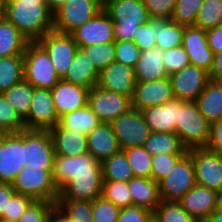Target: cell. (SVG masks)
Listing matches in <instances>:
<instances>
[{
	"label": "cell",
	"instance_id": "22",
	"mask_svg": "<svg viewBox=\"0 0 222 222\" xmlns=\"http://www.w3.org/2000/svg\"><path fill=\"white\" fill-rule=\"evenodd\" d=\"M89 88L60 80L52 89V100L58 117L84 107L88 103Z\"/></svg>",
	"mask_w": 222,
	"mask_h": 222
},
{
	"label": "cell",
	"instance_id": "53",
	"mask_svg": "<svg viewBox=\"0 0 222 222\" xmlns=\"http://www.w3.org/2000/svg\"><path fill=\"white\" fill-rule=\"evenodd\" d=\"M32 201L30 197L16 193L9 201L8 213L2 219L18 221Z\"/></svg>",
	"mask_w": 222,
	"mask_h": 222
},
{
	"label": "cell",
	"instance_id": "46",
	"mask_svg": "<svg viewBox=\"0 0 222 222\" xmlns=\"http://www.w3.org/2000/svg\"><path fill=\"white\" fill-rule=\"evenodd\" d=\"M204 0H176L172 21L184 26H194L197 13Z\"/></svg>",
	"mask_w": 222,
	"mask_h": 222
},
{
	"label": "cell",
	"instance_id": "10",
	"mask_svg": "<svg viewBox=\"0 0 222 222\" xmlns=\"http://www.w3.org/2000/svg\"><path fill=\"white\" fill-rule=\"evenodd\" d=\"M27 162L22 131L0 133V183L11 184Z\"/></svg>",
	"mask_w": 222,
	"mask_h": 222
},
{
	"label": "cell",
	"instance_id": "28",
	"mask_svg": "<svg viewBox=\"0 0 222 222\" xmlns=\"http://www.w3.org/2000/svg\"><path fill=\"white\" fill-rule=\"evenodd\" d=\"M62 80L91 89L98 83L99 71L88 59L86 53L79 48Z\"/></svg>",
	"mask_w": 222,
	"mask_h": 222
},
{
	"label": "cell",
	"instance_id": "66",
	"mask_svg": "<svg viewBox=\"0 0 222 222\" xmlns=\"http://www.w3.org/2000/svg\"><path fill=\"white\" fill-rule=\"evenodd\" d=\"M219 197H220V205L222 206V190H221V192L219 193Z\"/></svg>",
	"mask_w": 222,
	"mask_h": 222
},
{
	"label": "cell",
	"instance_id": "24",
	"mask_svg": "<svg viewBox=\"0 0 222 222\" xmlns=\"http://www.w3.org/2000/svg\"><path fill=\"white\" fill-rule=\"evenodd\" d=\"M103 175L76 176L60 191L57 200L93 201L102 194Z\"/></svg>",
	"mask_w": 222,
	"mask_h": 222
},
{
	"label": "cell",
	"instance_id": "25",
	"mask_svg": "<svg viewBox=\"0 0 222 222\" xmlns=\"http://www.w3.org/2000/svg\"><path fill=\"white\" fill-rule=\"evenodd\" d=\"M88 153L99 162L121 150L110 124L102 123L87 135Z\"/></svg>",
	"mask_w": 222,
	"mask_h": 222
},
{
	"label": "cell",
	"instance_id": "16",
	"mask_svg": "<svg viewBox=\"0 0 222 222\" xmlns=\"http://www.w3.org/2000/svg\"><path fill=\"white\" fill-rule=\"evenodd\" d=\"M174 98L182 101H196L209 81V74L195 65L169 75Z\"/></svg>",
	"mask_w": 222,
	"mask_h": 222
},
{
	"label": "cell",
	"instance_id": "61",
	"mask_svg": "<svg viewBox=\"0 0 222 222\" xmlns=\"http://www.w3.org/2000/svg\"><path fill=\"white\" fill-rule=\"evenodd\" d=\"M47 222H66L61 215L56 211Z\"/></svg>",
	"mask_w": 222,
	"mask_h": 222
},
{
	"label": "cell",
	"instance_id": "48",
	"mask_svg": "<svg viewBox=\"0 0 222 222\" xmlns=\"http://www.w3.org/2000/svg\"><path fill=\"white\" fill-rule=\"evenodd\" d=\"M184 154L159 153L152 156L151 178L159 183Z\"/></svg>",
	"mask_w": 222,
	"mask_h": 222
},
{
	"label": "cell",
	"instance_id": "40",
	"mask_svg": "<svg viewBox=\"0 0 222 222\" xmlns=\"http://www.w3.org/2000/svg\"><path fill=\"white\" fill-rule=\"evenodd\" d=\"M123 151L134 177L151 178L152 155L143 146L125 148Z\"/></svg>",
	"mask_w": 222,
	"mask_h": 222
},
{
	"label": "cell",
	"instance_id": "45",
	"mask_svg": "<svg viewBox=\"0 0 222 222\" xmlns=\"http://www.w3.org/2000/svg\"><path fill=\"white\" fill-rule=\"evenodd\" d=\"M56 212V203L33 200L17 222H47Z\"/></svg>",
	"mask_w": 222,
	"mask_h": 222
},
{
	"label": "cell",
	"instance_id": "39",
	"mask_svg": "<svg viewBox=\"0 0 222 222\" xmlns=\"http://www.w3.org/2000/svg\"><path fill=\"white\" fill-rule=\"evenodd\" d=\"M222 24V0H204L196 16L195 25L205 31Z\"/></svg>",
	"mask_w": 222,
	"mask_h": 222
},
{
	"label": "cell",
	"instance_id": "52",
	"mask_svg": "<svg viewBox=\"0 0 222 222\" xmlns=\"http://www.w3.org/2000/svg\"><path fill=\"white\" fill-rule=\"evenodd\" d=\"M151 18L171 19L176 0H143Z\"/></svg>",
	"mask_w": 222,
	"mask_h": 222
},
{
	"label": "cell",
	"instance_id": "36",
	"mask_svg": "<svg viewBox=\"0 0 222 222\" xmlns=\"http://www.w3.org/2000/svg\"><path fill=\"white\" fill-rule=\"evenodd\" d=\"M103 181H128L134 177L127 156L123 150L113 154L101 163Z\"/></svg>",
	"mask_w": 222,
	"mask_h": 222
},
{
	"label": "cell",
	"instance_id": "12",
	"mask_svg": "<svg viewBox=\"0 0 222 222\" xmlns=\"http://www.w3.org/2000/svg\"><path fill=\"white\" fill-rule=\"evenodd\" d=\"M87 105L102 123L109 124L132 108V100L129 96L111 92L96 85L89 90Z\"/></svg>",
	"mask_w": 222,
	"mask_h": 222
},
{
	"label": "cell",
	"instance_id": "8",
	"mask_svg": "<svg viewBox=\"0 0 222 222\" xmlns=\"http://www.w3.org/2000/svg\"><path fill=\"white\" fill-rule=\"evenodd\" d=\"M102 175L101 162L88 152L79 156L55 154L52 176L60 191L76 176Z\"/></svg>",
	"mask_w": 222,
	"mask_h": 222
},
{
	"label": "cell",
	"instance_id": "54",
	"mask_svg": "<svg viewBox=\"0 0 222 222\" xmlns=\"http://www.w3.org/2000/svg\"><path fill=\"white\" fill-rule=\"evenodd\" d=\"M152 215L153 212L143 207H126L120 209L116 222H147Z\"/></svg>",
	"mask_w": 222,
	"mask_h": 222
},
{
	"label": "cell",
	"instance_id": "18",
	"mask_svg": "<svg viewBox=\"0 0 222 222\" xmlns=\"http://www.w3.org/2000/svg\"><path fill=\"white\" fill-rule=\"evenodd\" d=\"M173 99L169 77L155 81H137L131 98L132 108L139 111L155 105H163Z\"/></svg>",
	"mask_w": 222,
	"mask_h": 222
},
{
	"label": "cell",
	"instance_id": "6",
	"mask_svg": "<svg viewBox=\"0 0 222 222\" xmlns=\"http://www.w3.org/2000/svg\"><path fill=\"white\" fill-rule=\"evenodd\" d=\"M104 8L99 0H68L53 12V30L70 34Z\"/></svg>",
	"mask_w": 222,
	"mask_h": 222
},
{
	"label": "cell",
	"instance_id": "32",
	"mask_svg": "<svg viewBox=\"0 0 222 222\" xmlns=\"http://www.w3.org/2000/svg\"><path fill=\"white\" fill-rule=\"evenodd\" d=\"M185 26L171 19L155 18L156 47L162 51L179 47L183 42Z\"/></svg>",
	"mask_w": 222,
	"mask_h": 222
},
{
	"label": "cell",
	"instance_id": "35",
	"mask_svg": "<svg viewBox=\"0 0 222 222\" xmlns=\"http://www.w3.org/2000/svg\"><path fill=\"white\" fill-rule=\"evenodd\" d=\"M34 87L24 79L2 92L5 99L15 109L18 116L24 120L29 113Z\"/></svg>",
	"mask_w": 222,
	"mask_h": 222
},
{
	"label": "cell",
	"instance_id": "43",
	"mask_svg": "<svg viewBox=\"0 0 222 222\" xmlns=\"http://www.w3.org/2000/svg\"><path fill=\"white\" fill-rule=\"evenodd\" d=\"M81 49L99 72L115 62V42L90 45Z\"/></svg>",
	"mask_w": 222,
	"mask_h": 222
},
{
	"label": "cell",
	"instance_id": "34",
	"mask_svg": "<svg viewBox=\"0 0 222 222\" xmlns=\"http://www.w3.org/2000/svg\"><path fill=\"white\" fill-rule=\"evenodd\" d=\"M143 147L152 156L159 153L185 154L188 151L176 133L151 132Z\"/></svg>",
	"mask_w": 222,
	"mask_h": 222
},
{
	"label": "cell",
	"instance_id": "44",
	"mask_svg": "<svg viewBox=\"0 0 222 222\" xmlns=\"http://www.w3.org/2000/svg\"><path fill=\"white\" fill-rule=\"evenodd\" d=\"M25 130L24 121L0 93V133H18Z\"/></svg>",
	"mask_w": 222,
	"mask_h": 222
},
{
	"label": "cell",
	"instance_id": "27",
	"mask_svg": "<svg viewBox=\"0 0 222 222\" xmlns=\"http://www.w3.org/2000/svg\"><path fill=\"white\" fill-rule=\"evenodd\" d=\"M163 59L164 51L157 47L141 51L137 64L134 66L136 80L155 81L168 78Z\"/></svg>",
	"mask_w": 222,
	"mask_h": 222
},
{
	"label": "cell",
	"instance_id": "58",
	"mask_svg": "<svg viewBox=\"0 0 222 222\" xmlns=\"http://www.w3.org/2000/svg\"><path fill=\"white\" fill-rule=\"evenodd\" d=\"M208 74L209 80L222 83V52L214 54L213 64Z\"/></svg>",
	"mask_w": 222,
	"mask_h": 222
},
{
	"label": "cell",
	"instance_id": "3",
	"mask_svg": "<svg viewBox=\"0 0 222 222\" xmlns=\"http://www.w3.org/2000/svg\"><path fill=\"white\" fill-rule=\"evenodd\" d=\"M175 133L187 150L207 146L210 123L203 117L195 101H186L178 109Z\"/></svg>",
	"mask_w": 222,
	"mask_h": 222
},
{
	"label": "cell",
	"instance_id": "51",
	"mask_svg": "<svg viewBox=\"0 0 222 222\" xmlns=\"http://www.w3.org/2000/svg\"><path fill=\"white\" fill-rule=\"evenodd\" d=\"M155 18H151L146 24L137 28L133 37V42L140 51L152 49L156 47L155 40Z\"/></svg>",
	"mask_w": 222,
	"mask_h": 222
},
{
	"label": "cell",
	"instance_id": "33",
	"mask_svg": "<svg viewBox=\"0 0 222 222\" xmlns=\"http://www.w3.org/2000/svg\"><path fill=\"white\" fill-rule=\"evenodd\" d=\"M102 124L88 105L59 117L58 125L62 129L77 130L88 135L94 128Z\"/></svg>",
	"mask_w": 222,
	"mask_h": 222
},
{
	"label": "cell",
	"instance_id": "17",
	"mask_svg": "<svg viewBox=\"0 0 222 222\" xmlns=\"http://www.w3.org/2000/svg\"><path fill=\"white\" fill-rule=\"evenodd\" d=\"M70 35L80 49L90 45L115 42L114 23L103 9L96 17L83 23Z\"/></svg>",
	"mask_w": 222,
	"mask_h": 222
},
{
	"label": "cell",
	"instance_id": "67",
	"mask_svg": "<svg viewBox=\"0 0 222 222\" xmlns=\"http://www.w3.org/2000/svg\"><path fill=\"white\" fill-rule=\"evenodd\" d=\"M103 5L108 1V0H99Z\"/></svg>",
	"mask_w": 222,
	"mask_h": 222
},
{
	"label": "cell",
	"instance_id": "49",
	"mask_svg": "<svg viewBox=\"0 0 222 222\" xmlns=\"http://www.w3.org/2000/svg\"><path fill=\"white\" fill-rule=\"evenodd\" d=\"M163 63L168 75L180 71L184 67L190 65L188 54L182 45L164 51Z\"/></svg>",
	"mask_w": 222,
	"mask_h": 222
},
{
	"label": "cell",
	"instance_id": "63",
	"mask_svg": "<svg viewBox=\"0 0 222 222\" xmlns=\"http://www.w3.org/2000/svg\"><path fill=\"white\" fill-rule=\"evenodd\" d=\"M4 0H0V18L3 17Z\"/></svg>",
	"mask_w": 222,
	"mask_h": 222
},
{
	"label": "cell",
	"instance_id": "4",
	"mask_svg": "<svg viewBox=\"0 0 222 222\" xmlns=\"http://www.w3.org/2000/svg\"><path fill=\"white\" fill-rule=\"evenodd\" d=\"M24 80L34 88L52 89L61 79L45 49L37 42H29L23 54Z\"/></svg>",
	"mask_w": 222,
	"mask_h": 222
},
{
	"label": "cell",
	"instance_id": "21",
	"mask_svg": "<svg viewBox=\"0 0 222 222\" xmlns=\"http://www.w3.org/2000/svg\"><path fill=\"white\" fill-rule=\"evenodd\" d=\"M136 84L133 67L113 62L99 72L97 86L132 98Z\"/></svg>",
	"mask_w": 222,
	"mask_h": 222
},
{
	"label": "cell",
	"instance_id": "60",
	"mask_svg": "<svg viewBox=\"0 0 222 222\" xmlns=\"http://www.w3.org/2000/svg\"><path fill=\"white\" fill-rule=\"evenodd\" d=\"M68 0H48L51 10L54 12L58 7L66 3Z\"/></svg>",
	"mask_w": 222,
	"mask_h": 222
},
{
	"label": "cell",
	"instance_id": "55",
	"mask_svg": "<svg viewBox=\"0 0 222 222\" xmlns=\"http://www.w3.org/2000/svg\"><path fill=\"white\" fill-rule=\"evenodd\" d=\"M208 150L222 156V118L210 124Z\"/></svg>",
	"mask_w": 222,
	"mask_h": 222
},
{
	"label": "cell",
	"instance_id": "42",
	"mask_svg": "<svg viewBox=\"0 0 222 222\" xmlns=\"http://www.w3.org/2000/svg\"><path fill=\"white\" fill-rule=\"evenodd\" d=\"M153 216L158 222H198L179 202L161 201L153 212Z\"/></svg>",
	"mask_w": 222,
	"mask_h": 222
},
{
	"label": "cell",
	"instance_id": "57",
	"mask_svg": "<svg viewBox=\"0 0 222 222\" xmlns=\"http://www.w3.org/2000/svg\"><path fill=\"white\" fill-rule=\"evenodd\" d=\"M16 194L11 184L0 183V218L8 213L9 201Z\"/></svg>",
	"mask_w": 222,
	"mask_h": 222
},
{
	"label": "cell",
	"instance_id": "23",
	"mask_svg": "<svg viewBox=\"0 0 222 222\" xmlns=\"http://www.w3.org/2000/svg\"><path fill=\"white\" fill-rule=\"evenodd\" d=\"M174 98L163 105H155L141 110L151 132L175 133L178 109L185 103Z\"/></svg>",
	"mask_w": 222,
	"mask_h": 222
},
{
	"label": "cell",
	"instance_id": "5",
	"mask_svg": "<svg viewBox=\"0 0 222 222\" xmlns=\"http://www.w3.org/2000/svg\"><path fill=\"white\" fill-rule=\"evenodd\" d=\"M53 169H31L23 167L11 183L16 193L32 200H45L56 203L59 191L52 176Z\"/></svg>",
	"mask_w": 222,
	"mask_h": 222
},
{
	"label": "cell",
	"instance_id": "15",
	"mask_svg": "<svg viewBox=\"0 0 222 222\" xmlns=\"http://www.w3.org/2000/svg\"><path fill=\"white\" fill-rule=\"evenodd\" d=\"M50 89L34 88L28 116L23 120L26 130L49 131L58 124Z\"/></svg>",
	"mask_w": 222,
	"mask_h": 222
},
{
	"label": "cell",
	"instance_id": "38",
	"mask_svg": "<svg viewBox=\"0 0 222 222\" xmlns=\"http://www.w3.org/2000/svg\"><path fill=\"white\" fill-rule=\"evenodd\" d=\"M23 79V55L0 57V93Z\"/></svg>",
	"mask_w": 222,
	"mask_h": 222
},
{
	"label": "cell",
	"instance_id": "9",
	"mask_svg": "<svg viewBox=\"0 0 222 222\" xmlns=\"http://www.w3.org/2000/svg\"><path fill=\"white\" fill-rule=\"evenodd\" d=\"M109 124L118 140L121 150L143 146L151 133L141 111L133 108L119 115Z\"/></svg>",
	"mask_w": 222,
	"mask_h": 222
},
{
	"label": "cell",
	"instance_id": "1",
	"mask_svg": "<svg viewBox=\"0 0 222 222\" xmlns=\"http://www.w3.org/2000/svg\"><path fill=\"white\" fill-rule=\"evenodd\" d=\"M3 16L30 42L53 30V11L49 2L4 1Z\"/></svg>",
	"mask_w": 222,
	"mask_h": 222
},
{
	"label": "cell",
	"instance_id": "59",
	"mask_svg": "<svg viewBox=\"0 0 222 222\" xmlns=\"http://www.w3.org/2000/svg\"><path fill=\"white\" fill-rule=\"evenodd\" d=\"M203 222H222V206L215 209Z\"/></svg>",
	"mask_w": 222,
	"mask_h": 222
},
{
	"label": "cell",
	"instance_id": "2",
	"mask_svg": "<svg viewBox=\"0 0 222 222\" xmlns=\"http://www.w3.org/2000/svg\"><path fill=\"white\" fill-rule=\"evenodd\" d=\"M103 9L114 23L115 41H133L138 26L151 19L143 0H108Z\"/></svg>",
	"mask_w": 222,
	"mask_h": 222
},
{
	"label": "cell",
	"instance_id": "64",
	"mask_svg": "<svg viewBox=\"0 0 222 222\" xmlns=\"http://www.w3.org/2000/svg\"><path fill=\"white\" fill-rule=\"evenodd\" d=\"M147 222H158V220L152 215Z\"/></svg>",
	"mask_w": 222,
	"mask_h": 222
},
{
	"label": "cell",
	"instance_id": "30",
	"mask_svg": "<svg viewBox=\"0 0 222 222\" xmlns=\"http://www.w3.org/2000/svg\"><path fill=\"white\" fill-rule=\"evenodd\" d=\"M195 102L210 124L220 120L222 118V83L209 80Z\"/></svg>",
	"mask_w": 222,
	"mask_h": 222
},
{
	"label": "cell",
	"instance_id": "31",
	"mask_svg": "<svg viewBox=\"0 0 222 222\" xmlns=\"http://www.w3.org/2000/svg\"><path fill=\"white\" fill-rule=\"evenodd\" d=\"M29 42L4 16L0 18V57L23 55Z\"/></svg>",
	"mask_w": 222,
	"mask_h": 222
},
{
	"label": "cell",
	"instance_id": "41",
	"mask_svg": "<svg viewBox=\"0 0 222 222\" xmlns=\"http://www.w3.org/2000/svg\"><path fill=\"white\" fill-rule=\"evenodd\" d=\"M101 196L120 209L133 206L127 181H103Z\"/></svg>",
	"mask_w": 222,
	"mask_h": 222
},
{
	"label": "cell",
	"instance_id": "13",
	"mask_svg": "<svg viewBox=\"0 0 222 222\" xmlns=\"http://www.w3.org/2000/svg\"><path fill=\"white\" fill-rule=\"evenodd\" d=\"M48 53L57 75L62 79L69 70L79 47L70 34L47 32L37 41Z\"/></svg>",
	"mask_w": 222,
	"mask_h": 222
},
{
	"label": "cell",
	"instance_id": "11",
	"mask_svg": "<svg viewBox=\"0 0 222 222\" xmlns=\"http://www.w3.org/2000/svg\"><path fill=\"white\" fill-rule=\"evenodd\" d=\"M22 147H25L26 167L53 169L55 151L49 131L23 130Z\"/></svg>",
	"mask_w": 222,
	"mask_h": 222
},
{
	"label": "cell",
	"instance_id": "29",
	"mask_svg": "<svg viewBox=\"0 0 222 222\" xmlns=\"http://www.w3.org/2000/svg\"><path fill=\"white\" fill-rule=\"evenodd\" d=\"M133 206L143 207L154 212L161 202L159 184L152 178L133 177L128 181Z\"/></svg>",
	"mask_w": 222,
	"mask_h": 222
},
{
	"label": "cell",
	"instance_id": "62",
	"mask_svg": "<svg viewBox=\"0 0 222 222\" xmlns=\"http://www.w3.org/2000/svg\"><path fill=\"white\" fill-rule=\"evenodd\" d=\"M4 1L48 2V0H4Z\"/></svg>",
	"mask_w": 222,
	"mask_h": 222
},
{
	"label": "cell",
	"instance_id": "14",
	"mask_svg": "<svg viewBox=\"0 0 222 222\" xmlns=\"http://www.w3.org/2000/svg\"><path fill=\"white\" fill-rule=\"evenodd\" d=\"M194 165L196 184L218 193L222 190V156L206 147L191 148L187 151Z\"/></svg>",
	"mask_w": 222,
	"mask_h": 222
},
{
	"label": "cell",
	"instance_id": "47",
	"mask_svg": "<svg viewBox=\"0 0 222 222\" xmlns=\"http://www.w3.org/2000/svg\"><path fill=\"white\" fill-rule=\"evenodd\" d=\"M120 208L102 196L92 201L93 222H116Z\"/></svg>",
	"mask_w": 222,
	"mask_h": 222
},
{
	"label": "cell",
	"instance_id": "65",
	"mask_svg": "<svg viewBox=\"0 0 222 222\" xmlns=\"http://www.w3.org/2000/svg\"><path fill=\"white\" fill-rule=\"evenodd\" d=\"M0 222H17V221L6 220V219H2V218H0Z\"/></svg>",
	"mask_w": 222,
	"mask_h": 222
},
{
	"label": "cell",
	"instance_id": "7",
	"mask_svg": "<svg viewBox=\"0 0 222 222\" xmlns=\"http://www.w3.org/2000/svg\"><path fill=\"white\" fill-rule=\"evenodd\" d=\"M158 184L161 201L179 202L196 185L191 155L186 152Z\"/></svg>",
	"mask_w": 222,
	"mask_h": 222
},
{
	"label": "cell",
	"instance_id": "37",
	"mask_svg": "<svg viewBox=\"0 0 222 222\" xmlns=\"http://www.w3.org/2000/svg\"><path fill=\"white\" fill-rule=\"evenodd\" d=\"M56 211L66 222H93L92 201L57 200Z\"/></svg>",
	"mask_w": 222,
	"mask_h": 222
},
{
	"label": "cell",
	"instance_id": "20",
	"mask_svg": "<svg viewBox=\"0 0 222 222\" xmlns=\"http://www.w3.org/2000/svg\"><path fill=\"white\" fill-rule=\"evenodd\" d=\"M182 46L188 54L191 65L210 72L214 53L208 46L205 30L196 26H185Z\"/></svg>",
	"mask_w": 222,
	"mask_h": 222
},
{
	"label": "cell",
	"instance_id": "50",
	"mask_svg": "<svg viewBox=\"0 0 222 222\" xmlns=\"http://www.w3.org/2000/svg\"><path fill=\"white\" fill-rule=\"evenodd\" d=\"M140 54V49L133 41H115V62L134 68Z\"/></svg>",
	"mask_w": 222,
	"mask_h": 222
},
{
	"label": "cell",
	"instance_id": "26",
	"mask_svg": "<svg viewBox=\"0 0 222 222\" xmlns=\"http://www.w3.org/2000/svg\"><path fill=\"white\" fill-rule=\"evenodd\" d=\"M57 155L79 156L88 152L87 135L77 130L62 129L58 124L49 130Z\"/></svg>",
	"mask_w": 222,
	"mask_h": 222
},
{
	"label": "cell",
	"instance_id": "56",
	"mask_svg": "<svg viewBox=\"0 0 222 222\" xmlns=\"http://www.w3.org/2000/svg\"><path fill=\"white\" fill-rule=\"evenodd\" d=\"M208 46L214 54L222 52V24L206 31Z\"/></svg>",
	"mask_w": 222,
	"mask_h": 222
},
{
	"label": "cell",
	"instance_id": "19",
	"mask_svg": "<svg viewBox=\"0 0 222 222\" xmlns=\"http://www.w3.org/2000/svg\"><path fill=\"white\" fill-rule=\"evenodd\" d=\"M179 203L195 220L203 222L220 206V197L218 192L196 184Z\"/></svg>",
	"mask_w": 222,
	"mask_h": 222
}]
</instances>
